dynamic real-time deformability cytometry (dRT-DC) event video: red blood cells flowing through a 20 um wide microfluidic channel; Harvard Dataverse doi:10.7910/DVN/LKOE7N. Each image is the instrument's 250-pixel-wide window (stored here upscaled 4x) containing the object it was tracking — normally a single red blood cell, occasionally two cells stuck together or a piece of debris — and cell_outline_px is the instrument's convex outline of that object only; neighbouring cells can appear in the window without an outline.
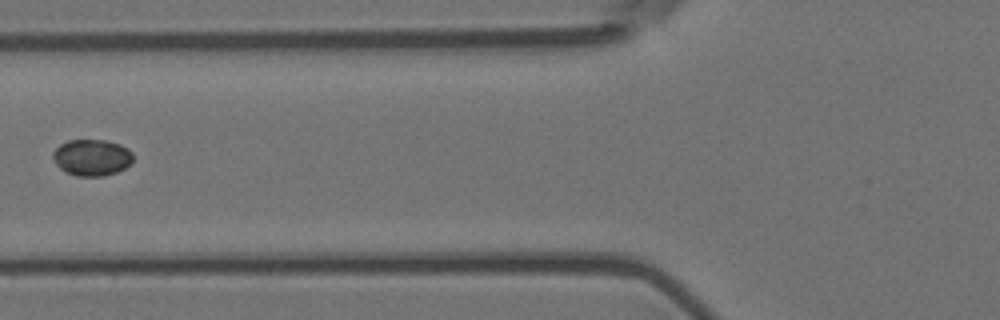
{"species": "Egyptian fruit bat (a non-hibernating species)", "species_latin": "Rousettus aegyptiacus", "temperature_condition": "room temperature", "stored_images_in_passage": 6, "camera_frame_rate_fps": 3000, "um_per_image_px": 0.085, "animal": {"sex": "female"}, "frame": {"image": 1, "passage_image": 6, "time_ms": 1.667, "image_size_px": [1000, 320], "cell_outline_px": [[132, 164], [116, 172], [104, 176], [76, 176], [64, 172], [56, 164], [52, 156], [52, 152], [60, 144], [68, 140], [104, 140], [120, 144], [128, 148], [132, 152]], "centroid_in_image_um": [7.8, 13.39], "position_along_channel_um": 118.0, "area_um2": 17.17}}